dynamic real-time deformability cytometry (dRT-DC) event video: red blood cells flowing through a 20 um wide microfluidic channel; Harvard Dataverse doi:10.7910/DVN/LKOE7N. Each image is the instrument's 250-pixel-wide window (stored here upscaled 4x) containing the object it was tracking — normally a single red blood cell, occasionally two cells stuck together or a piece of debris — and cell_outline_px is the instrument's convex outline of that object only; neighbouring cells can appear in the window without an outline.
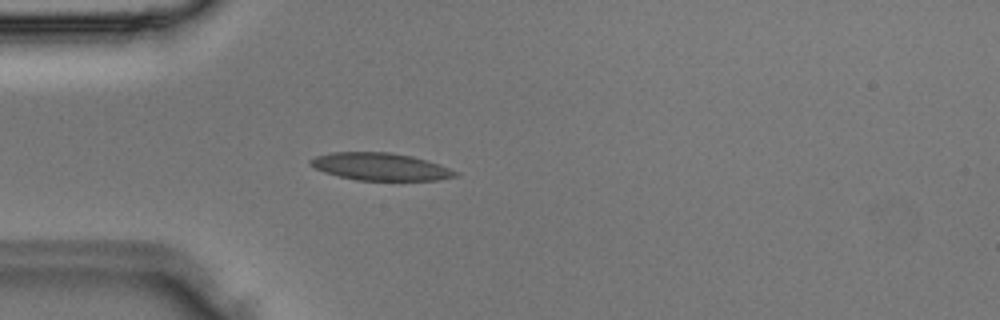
{"species": "Egyptian fruit bat (a non-hibernating species)", "species_latin": "Rousettus aegyptiacus", "temperature_condition": "room temperature", "stored_images_in_passage": 2, "camera_frame_rate_fps": 3000, "um_per_image_px": 0.085, "animal": {"sex": "male"}, "frame": {"image": 1, "passage_image": 2, "time_ms": 0.333, "image_size_px": [1000, 320], "cell_outline_px": [[460, 172], [456, 176], [440, 180], [356, 180], [324, 172], [308, 164], [308, 160], [316, 156], [332, 152], [388, 152], [412, 156], [428, 160], [440, 164]], "centroid_in_image_um": [32.35, 14.16], "position_along_channel_um": 52.6, "area_um2": 23.24}}